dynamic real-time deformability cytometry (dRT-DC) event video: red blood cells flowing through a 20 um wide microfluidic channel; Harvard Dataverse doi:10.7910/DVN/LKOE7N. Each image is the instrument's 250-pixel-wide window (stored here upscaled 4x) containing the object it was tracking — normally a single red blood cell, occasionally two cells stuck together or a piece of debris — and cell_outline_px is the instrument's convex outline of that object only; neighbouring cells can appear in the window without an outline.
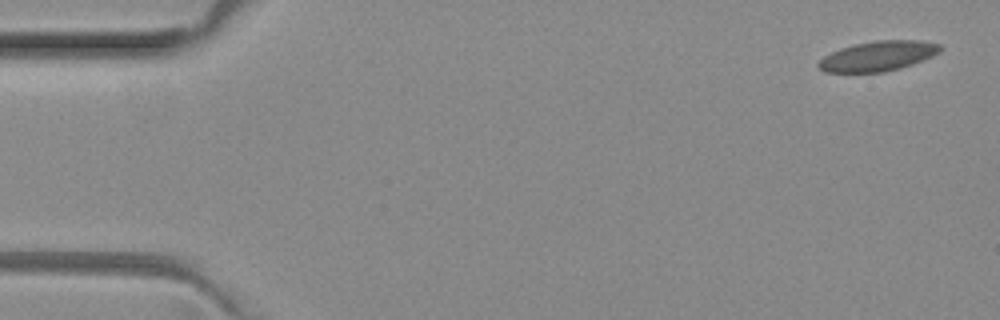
{"species": "common noctule bat (a hibernating species)", "species_latin": "Nyctalus noctula", "temperature_condition": "room temperature", "stored_images_in_passage": 5, "camera_frame_rate_fps": 3000, "um_per_image_px": 0.085, "animal": {"sex": "female", "body_mass_g": 29.2, "forearm_length_mm": 56.3}, "frame": {"image": 1, "passage_image": 1, "time_ms": 0.0, "image_size_px": [1000, 320], "cell_outline_px": [[944, 48], [940, 52], [932, 56], [912, 64], [900, 68], [884, 72], [824, 72], [816, 64], [824, 56], [840, 48], [856, 44], [876, 40], [920, 40], [940, 44]], "centroid_in_image_um": [74.65, 4.76], "position_along_channel_um": 10.3, "area_um2": 21.21}}
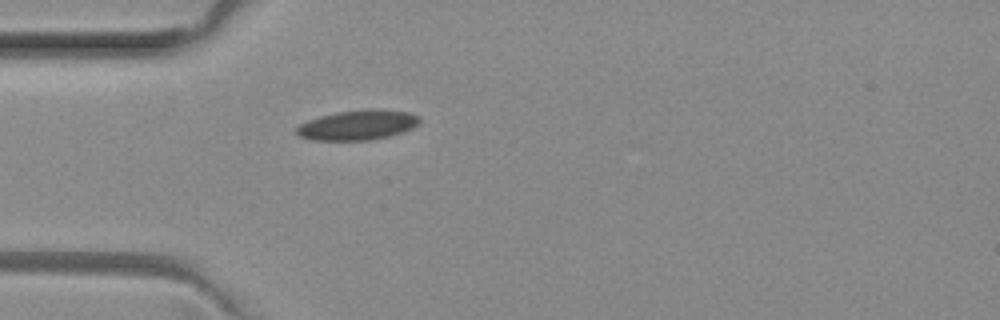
{"frame": {"image": 2, "passage_image": 5, "time_ms": 1.333, "image_size_px": [1000, 320], "cell_outline_px": [[420, 124], [412, 128], [388, 136], [368, 140], [312, 140], [300, 136], [296, 132], [296, 128], [300, 124], [308, 120], [320, 116], [336, 112], [368, 108], [380, 108], [408, 112], [420, 116]], "centroid_in_image_um": [30.43, 10.6], "position_along_channel_um": 54.6, "area_um2": 21.56}}